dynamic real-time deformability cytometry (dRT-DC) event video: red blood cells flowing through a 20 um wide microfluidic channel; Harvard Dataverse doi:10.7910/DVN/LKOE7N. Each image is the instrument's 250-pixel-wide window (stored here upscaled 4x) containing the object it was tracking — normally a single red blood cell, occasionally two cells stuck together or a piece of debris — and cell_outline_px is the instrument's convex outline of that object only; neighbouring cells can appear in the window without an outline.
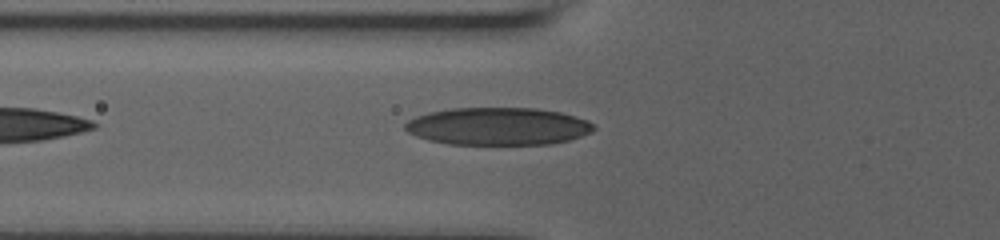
{"species": "human", "species_latin": "Homo sapiens", "temperature_condition": "room temperature", "stored_images_in_passage": 8, "camera_frame_rate_fps": 3000, "um_per_image_px": 0.085, "donor": {"sex": "male"}, "frame": {"image": 1, "passage_image": 4, "time_ms": 0.667, "image_size_px": [1000, 240], "cell_outline_px": [[596, 128], [592, 132], [568, 140], [552, 144], [448, 144], [428, 140], [416, 136], [408, 132], [404, 128], [404, 124], [408, 120], [416, 116], [428, 112], [452, 108], [536, 108], [560, 112], [588, 120]], "centroid_in_image_um": [42.31, 10.73], "position_along_channel_um": 83.5, "area_um2": 41.38}}